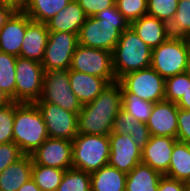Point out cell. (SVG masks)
Segmentation results:
<instances>
[{
    "mask_svg": "<svg viewBox=\"0 0 190 191\" xmlns=\"http://www.w3.org/2000/svg\"><path fill=\"white\" fill-rule=\"evenodd\" d=\"M64 172L65 170L55 167L33 164L31 178L41 191H56L61 183Z\"/></svg>",
    "mask_w": 190,
    "mask_h": 191,
    "instance_id": "4316f807",
    "label": "cell"
},
{
    "mask_svg": "<svg viewBox=\"0 0 190 191\" xmlns=\"http://www.w3.org/2000/svg\"><path fill=\"white\" fill-rule=\"evenodd\" d=\"M190 39L170 36L152 49L151 67L164 79L186 72Z\"/></svg>",
    "mask_w": 190,
    "mask_h": 191,
    "instance_id": "8992f818",
    "label": "cell"
},
{
    "mask_svg": "<svg viewBox=\"0 0 190 191\" xmlns=\"http://www.w3.org/2000/svg\"><path fill=\"white\" fill-rule=\"evenodd\" d=\"M122 106L121 84L110 83L92 102L82 105L78 114V134L109 135Z\"/></svg>",
    "mask_w": 190,
    "mask_h": 191,
    "instance_id": "6da1fadb",
    "label": "cell"
},
{
    "mask_svg": "<svg viewBox=\"0 0 190 191\" xmlns=\"http://www.w3.org/2000/svg\"><path fill=\"white\" fill-rule=\"evenodd\" d=\"M16 59L11 54L0 51V89L15 102Z\"/></svg>",
    "mask_w": 190,
    "mask_h": 191,
    "instance_id": "83f0119b",
    "label": "cell"
},
{
    "mask_svg": "<svg viewBox=\"0 0 190 191\" xmlns=\"http://www.w3.org/2000/svg\"><path fill=\"white\" fill-rule=\"evenodd\" d=\"M147 15L169 24L177 10L178 0H147Z\"/></svg>",
    "mask_w": 190,
    "mask_h": 191,
    "instance_id": "d6a6232c",
    "label": "cell"
},
{
    "mask_svg": "<svg viewBox=\"0 0 190 191\" xmlns=\"http://www.w3.org/2000/svg\"><path fill=\"white\" fill-rule=\"evenodd\" d=\"M132 140L138 147L143 149L150 138L149 129L144 122L136 123L135 130L130 132Z\"/></svg>",
    "mask_w": 190,
    "mask_h": 191,
    "instance_id": "ab89813d",
    "label": "cell"
},
{
    "mask_svg": "<svg viewBox=\"0 0 190 191\" xmlns=\"http://www.w3.org/2000/svg\"><path fill=\"white\" fill-rule=\"evenodd\" d=\"M165 176L183 182L190 181V144L175 141L168 173Z\"/></svg>",
    "mask_w": 190,
    "mask_h": 191,
    "instance_id": "d4e9b609",
    "label": "cell"
},
{
    "mask_svg": "<svg viewBox=\"0 0 190 191\" xmlns=\"http://www.w3.org/2000/svg\"><path fill=\"white\" fill-rule=\"evenodd\" d=\"M15 102L0 108V144L13 142Z\"/></svg>",
    "mask_w": 190,
    "mask_h": 191,
    "instance_id": "e575fe53",
    "label": "cell"
},
{
    "mask_svg": "<svg viewBox=\"0 0 190 191\" xmlns=\"http://www.w3.org/2000/svg\"><path fill=\"white\" fill-rule=\"evenodd\" d=\"M176 140L173 137L150 136L141 151V163L150 166L163 176L166 175Z\"/></svg>",
    "mask_w": 190,
    "mask_h": 191,
    "instance_id": "2e32d148",
    "label": "cell"
},
{
    "mask_svg": "<svg viewBox=\"0 0 190 191\" xmlns=\"http://www.w3.org/2000/svg\"><path fill=\"white\" fill-rule=\"evenodd\" d=\"M130 23L117 9L116 4L93 17H87L78 34V44L113 52L121 34Z\"/></svg>",
    "mask_w": 190,
    "mask_h": 191,
    "instance_id": "7a4b0ae2",
    "label": "cell"
},
{
    "mask_svg": "<svg viewBox=\"0 0 190 191\" xmlns=\"http://www.w3.org/2000/svg\"><path fill=\"white\" fill-rule=\"evenodd\" d=\"M26 27L27 14L15 11L0 29V51L19 57Z\"/></svg>",
    "mask_w": 190,
    "mask_h": 191,
    "instance_id": "e0dca14e",
    "label": "cell"
},
{
    "mask_svg": "<svg viewBox=\"0 0 190 191\" xmlns=\"http://www.w3.org/2000/svg\"><path fill=\"white\" fill-rule=\"evenodd\" d=\"M80 7L84 10L87 17H93L98 12H101L115 5L116 0H77Z\"/></svg>",
    "mask_w": 190,
    "mask_h": 191,
    "instance_id": "74e56055",
    "label": "cell"
},
{
    "mask_svg": "<svg viewBox=\"0 0 190 191\" xmlns=\"http://www.w3.org/2000/svg\"><path fill=\"white\" fill-rule=\"evenodd\" d=\"M48 38L49 31L46 23L33 21L27 16V27L19 57L41 63L44 58Z\"/></svg>",
    "mask_w": 190,
    "mask_h": 191,
    "instance_id": "ac0fdd59",
    "label": "cell"
},
{
    "mask_svg": "<svg viewBox=\"0 0 190 191\" xmlns=\"http://www.w3.org/2000/svg\"><path fill=\"white\" fill-rule=\"evenodd\" d=\"M168 26L171 36L190 38V0H178L177 10Z\"/></svg>",
    "mask_w": 190,
    "mask_h": 191,
    "instance_id": "f1b7e54d",
    "label": "cell"
},
{
    "mask_svg": "<svg viewBox=\"0 0 190 191\" xmlns=\"http://www.w3.org/2000/svg\"><path fill=\"white\" fill-rule=\"evenodd\" d=\"M110 157L109 165L119 171L129 173L141 163L142 149L132 140L130 134H109Z\"/></svg>",
    "mask_w": 190,
    "mask_h": 191,
    "instance_id": "5bb4252c",
    "label": "cell"
},
{
    "mask_svg": "<svg viewBox=\"0 0 190 191\" xmlns=\"http://www.w3.org/2000/svg\"><path fill=\"white\" fill-rule=\"evenodd\" d=\"M0 3L12 7L15 11H23L27 4V0H0Z\"/></svg>",
    "mask_w": 190,
    "mask_h": 191,
    "instance_id": "7bdbcfd3",
    "label": "cell"
},
{
    "mask_svg": "<svg viewBox=\"0 0 190 191\" xmlns=\"http://www.w3.org/2000/svg\"><path fill=\"white\" fill-rule=\"evenodd\" d=\"M35 103H52L67 111L79 114L82 104L71 89L69 70L60 69L45 72L42 94Z\"/></svg>",
    "mask_w": 190,
    "mask_h": 191,
    "instance_id": "52a82bcc",
    "label": "cell"
},
{
    "mask_svg": "<svg viewBox=\"0 0 190 191\" xmlns=\"http://www.w3.org/2000/svg\"><path fill=\"white\" fill-rule=\"evenodd\" d=\"M15 102L35 103L42 94L45 71L40 62L22 57L16 59Z\"/></svg>",
    "mask_w": 190,
    "mask_h": 191,
    "instance_id": "9c48e42d",
    "label": "cell"
},
{
    "mask_svg": "<svg viewBox=\"0 0 190 191\" xmlns=\"http://www.w3.org/2000/svg\"><path fill=\"white\" fill-rule=\"evenodd\" d=\"M70 1L71 0H27L23 11L31 20L46 23L65 8Z\"/></svg>",
    "mask_w": 190,
    "mask_h": 191,
    "instance_id": "484cf974",
    "label": "cell"
},
{
    "mask_svg": "<svg viewBox=\"0 0 190 191\" xmlns=\"http://www.w3.org/2000/svg\"><path fill=\"white\" fill-rule=\"evenodd\" d=\"M178 106L175 102L162 100L154 103L153 111L146 122L150 136L177 137Z\"/></svg>",
    "mask_w": 190,
    "mask_h": 191,
    "instance_id": "9a60e30c",
    "label": "cell"
},
{
    "mask_svg": "<svg viewBox=\"0 0 190 191\" xmlns=\"http://www.w3.org/2000/svg\"><path fill=\"white\" fill-rule=\"evenodd\" d=\"M69 80L73 93L84 105L92 102L110 83L101 77L69 70Z\"/></svg>",
    "mask_w": 190,
    "mask_h": 191,
    "instance_id": "44dd1931",
    "label": "cell"
},
{
    "mask_svg": "<svg viewBox=\"0 0 190 191\" xmlns=\"http://www.w3.org/2000/svg\"><path fill=\"white\" fill-rule=\"evenodd\" d=\"M137 121L131 114L125 112L122 108L115 117L111 133L130 134L135 130Z\"/></svg>",
    "mask_w": 190,
    "mask_h": 191,
    "instance_id": "8d00e7d4",
    "label": "cell"
},
{
    "mask_svg": "<svg viewBox=\"0 0 190 191\" xmlns=\"http://www.w3.org/2000/svg\"><path fill=\"white\" fill-rule=\"evenodd\" d=\"M152 50L131 27L120 36L112 52L113 70L117 81L124 75L151 67Z\"/></svg>",
    "mask_w": 190,
    "mask_h": 191,
    "instance_id": "277c9868",
    "label": "cell"
},
{
    "mask_svg": "<svg viewBox=\"0 0 190 191\" xmlns=\"http://www.w3.org/2000/svg\"><path fill=\"white\" fill-rule=\"evenodd\" d=\"M127 173L105 165L91 173V191H125Z\"/></svg>",
    "mask_w": 190,
    "mask_h": 191,
    "instance_id": "cb8c5ba5",
    "label": "cell"
},
{
    "mask_svg": "<svg viewBox=\"0 0 190 191\" xmlns=\"http://www.w3.org/2000/svg\"><path fill=\"white\" fill-rule=\"evenodd\" d=\"M17 191H41L32 178L24 183Z\"/></svg>",
    "mask_w": 190,
    "mask_h": 191,
    "instance_id": "f6af8a7d",
    "label": "cell"
},
{
    "mask_svg": "<svg viewBox=\"0 0 190 191\" xmlns=\"http://www.w3.org/2000/svg\"><path fill=\"white\" fill-rule=\"evenodd\" d=\"M87 16L77 0H71L59 13L46 22L49 32L79 34Z\"/></svg>",
    "mask_w": 190,
    "mask_h": 191,
    "instance_id": "ffe728a7",
    "label": "cell"
},
{
    "mask_svg": "<svg viewBox=\"0 0 190 191\" xmlns=\"http://www.w3.org/2000/svg\"><path fill=\"white\" fill-rule=\"evenodd\" d=\"M56 191H91V174L75 168L65 170Z\"/></svg>",
    "mask_w": 190,
    "mask_h": 191,
    "instance_id": "f546056e",
    "label": "cell"
},
{
    "mask_svg": "<svg viewBox=\"0 0 190 191\" xmlns=\"http://www.w3.org/2000/svg\"><path fill=\"white\" fill-rule=\"evenodd\" d=\"M178 132L176 139L190 144V110L178 108Z\"/></svg>",
    "mask_w": 190,
    "mask_h": 191,
    "instance_id": "f35d334b",
    "label": "cell"
},
{
    "mask_svg": "<svg viewBox=\"0 0 190 191\" xmlns=\"http://www.w3.org/2000/svg\"><path fill=\"white\" fill-rule=\"evenodd\" d=\"M78 45V34L49 32L44 58L41 62L45 72L70 69L74 51Z\"/></svg>",
    "mask_w": 190,
    "mask_h": 191,
    "instance_id": "8fae6325",
    "label": "cell"
},
{
    "mask_svg": "<svg viewBox=\"0 0 190 191\" xmlns=\"http://www.w3.org/2000/svg\"><path fill=\"white\" fill-rule=\"evenodd\" d=\"M130 27L151 50L171 36L169 26L166 22L149 15L132 21Z\"/></svg>",
    "mask_w": 190,
    "mask_h": 191,
    "instance_id": "d6986e66",
    "label": "cell"
},
{
    "mask_svg": "<svg viewBox=\"0 0 190 191\" xmlns=\"http://www.w3.org/2000/svg\"><path fill=\"white\" fill-rule=\"evenodd\" d=\"M11 97H9L2 89H0V108L12 103Z\"/></svg>",
    "mask_w": 190,
    "mask_h": 191,
    "instance_id": "bcb514c9",
    "label": "cell"
},
{
    "mask_svg": "<svg viewBox=\"0 0 190 191\" xmlns=\"http://www.w3.org/2000/svg\"><path fill=\"white\" fill-rule=\"evenodd\" d=\"M158 191H185V182L162 176Z\"/></svg>",
    "mask_w": 190,
    "mask_h": 191,
    "instance_id": "60d3db41",
    "label": "cell"
},
{
    "mask_svg": "<svg viewBox=\"0 0 190 191\" xmlns=\"http://www.w3.org/2000/svg\"><path fill=\"white\" fill-rule=\"evenodd\" d=\"M176 104L180 109L190 110V90H188Z\"/></svg>",
    "mask_w": 190,
    "mask_h": 191,
    "instance_id": "ee69618b",
    "label": "cell"
},
{
    "mask_svg": "<svg viewBox=\"0 0 190 191\" xmlns=\"http://www.w3.org/2000/svg\"><path fill=\"white\" fill-rule=\"evenodd\" d=\"M162 174L140 163L127 173L125 191H158Z\"/></svg>",
    "mask_w": 190,
    "mask_h": 191,
    "instance_id": "603a6c76",
    "label": "cell"
},
{
    "mask_svg": "<svg viewBox=\"0 0 190 191\" xmlns=\"http://www.w3.org/2000/svg\"><path fill=\"white\" fill-rule=\"evenodd\" d=\"M118 82L121 84L122 94H135L151 103L165 100V79L152 67L130 72Z\"/></svg>",
    "mask_w": 190,
    "mask_h": 191,
    "instance_id": "ba28073f",
    "label": "cell"
},
{
    "mask_svg": "<svg viewBox=\"0 0 190 191\" xmlns=\"http://www.w3.org/2000/svg\"><path fill=\"white\" fill-rule=\"evenodd\" d=\"M115 4L129 23L147 15V0H116Z\"/></svg>",
    "mask_w": 190,
    "mask_h": 191,
    "instance_id": "836d02e7",
    "label": "cell"
},
{
    "mask_svg": "<svg viewBox=\"0 0 190 191\" xmlns=\"http://www.w3.org/2000/svg\"><path fill=\"white\" fill-rule=\"evenodd\" d=\"M31 155H24L0 173V191H17L32 177Z\"/></svg>",
    "mask_w": 190,
    "mask_h": 191,
    "instance_id": "7402d4cb",
    "label": "cell"
},
{
    "mask_svg": "<svg viewBox=\"0 0 190 191\" xmlns=\"http://www.w3.org/2000/svg\"><path fill=\"white\" fill-rule=\"evenodd\" d=\"M69 70L105 78L109 83L116 82L113 70L112 52L77 45Z\"/></svg>",
    "mask_w": 190,
    "mask_h": 191,
    "instance_id": "30bf717a",
    "label": "cell"
},
{
    "mask_svg": "<svg viewBox=\"0 0 190 191\" xmlns=\"http://www.w3.org/2000/svg\"><path fill=\"white\" fill-rule=\"evenodd\" d=\"M49 137L47 128L35 103L15 102L13 142L25 155L33 153Z\"/></svg>",
    "mask_w": 190,
    "mask_h": 191,
    "instance_id": "3957f363",
    "label": "cell"
},
{
    "mask_svg": "<svg viewBox=\"0 0 190 191\" xmlns=\"http://www.w3.org/2000/svg\"><path fill=\"white\" fill-rule=\"evenodd\" d=\"M185 191H190V181L185 182Z\"/></svg>",
    "mask_w": 190,
    "mask_h": 191,
    "instance_id": "c3c4849f",
    "label": "cell"
},
{
    "mask_svg": "<svg viewBox=\"0 0 190 191\" xmlns=\"http://www.w3.org/2000/svg\"><path fill=\"white\" fill-rule=\"evenodd\" d=\"M109 135L78 134L72 141V168L93 173L108 165Z\"/></svg>",
    "mask_w": 190,
    "mask_h": 191,
    "instance_id": "5b68a950",
    "label": "cell"
},
{
    "mask_svg": "<svg viewBox=\"0 0 190 191\" xmlns=\"http://www.w3.org/2000/svg\"><path fill=\"white\" fill-rule=\"evenodd\" d=\"M30 155L33 164L68 170L72 168V141L48 137Z\"/></svg>",
    "mask_w": 190,
    "mask_h": 191,
    "instance_id": "4fadbf2b",
    "label": "cell"
},
{
    "mask_svg": "<svg viewBox=\"0 0 190 191\" xmlns=\"http://www.w3.org/2000/svg\"><path fill=\"white\" fill-rule=\"evenodd\" d=\"M154 103L140 99L135 94H122L121 108L137 121L146 123L153 111Z\"/></svg>",
    "mask_w": 190,
    "mask_h": 191,
    "instance_id": "4dcf8cb0",
    "label": "cell"
},
{
    "mask_svg": "<svg viewBox=\"0 0 190 191\" xmlns=\"http://www.w3.org/2000/svg\"><path fill=\"white\" fill-rule=\"evenodd\" d=\"M14 12L15 10L12 7L0 3V29L5 25V22Z\"/></svg>",
    "mask_w": 190,
    "mask_h": 191,
    "instance_id": "b9f144b4",
    "label": "cell"
},
{
    "mask_svg": "<svg viewBox=\"0 0 190 191\" xmlns=\"http://www.w3.org/2000/svg\"><path fill=\"white\" fill-rule=\"evenodd\" d=\"M42 113L50 138L73 141L78 135V114L52 103H35Z\"/></svg>",
    "mask_w": 190,
    "mask_h": 191,
    "instance_id": "7c38bea8",
    "label": "cell"
},
{
    "mask_svg": "<svg viewBox=\"0 0 190 191\" xmlns=\"http://www.w3.org/2000/svg\"><path fill=\"white\" fill-rule=\"evenodd\" d=\"M186 72L190 76V50H189V55H188V62H187Z\"/></svg>",
    "mask_w": 190,
    "mask_h": 191,
    "instance_id": "7dc6e473",
    "label": "cell"
},
{
    "mask_svg": "<svg viewBox=\"0 0 190 191\" xmlns=\"http://www.w3.org/2000/svg\"><path fill=\"white\" fill-rule=\"evenodd\" d=\"M25 154L14 142L0 144V173L10 164L15 163Z\"/></svg>",
    "mask_w": 190,
    "mask_h": 191,
    "instance_id": "d590c367",
    "label": "cell"
},
{
    "mask_svg": "<svg viewBox=\"0 0 190 191\" xmlns=\"http://www.w3.org/2000/svg\"><path fill=\"white\" fill-rule=\"evenodd\" d=\"M190 90V76L187 72L165 79V100L177 103Z\"/></svg>",
    "mask_w": 190,
    "mask_h": 191,
    "instance_id": "1f68e13d",
    "label": "cell"
}]
</instances>
